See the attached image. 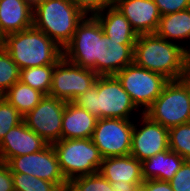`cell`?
<instances>
[{
    "label": "cell",
    "mask_w": 190,
    "mask_h": 191,
    "mask_svg": "<svg viewBox=\"0 0 190 191\" xmlns=\"http://www.w3.org/2000/svg\"><path fill=\"white\" fill-rule=\"evenodd\" d=\"M133 62L168 80H178L187 65L186 48L156 33L140 34L134 45Z\"/></svg>",
    "instance_id": "6da1fadb"
},
{
    "label": "cell",
    "mask_w": 190,
    "mask_h": 191,
    "mask_svg": "<svg viewBox=\"0 0 190 191\" xmlns=\"http://www.w3.org/2000/svg\"><path fill=\"white\" fill-rule=\"evenodd\" d=\"M97 119H130L138 108L115 75L98 76L95 85L72 101Z\"/></svg>",
    "instance_id": "7a4b0ae2"
},
{
    "label": "cell",
    "mask_w": 190,
    "mask_h": 191,
    "mask_svg": "<svg viewBox=\"0 0 190 191\" xmlns=\"http://www.w3.org/2000/svg\"><path fill=\"white\" fill-rule=\"evenodd\" d=\"M2 47L20 70L56 64L63 57V49L34 27L6 35Z\"/></svg>",
    "instance_id": "3957f363"
},
{
    "label": "cell",
    "mask_w": 190,
    "mask_h": 191,
    "mask_svg": "<svg viewBox=\"0 0 190 191\" xmlns=\"http://www.w3.org/2000/svg\"><path fill=\"white\" fill-rule=\"evenodd\" d=\"M84 18L70 0H43L33 8V27L43 31L62 49Z\"/></svg>",
    "instance_id": "277c9868"
},
{
    "label": "cell",
    "mask_w": 190,
    "mask_h": 191,
    "mask_svg": "<svg viewBox=\"0 0 190 191\" xmlns=\"http://www.w3.org/2000/svg\"><path fill=\"white\" fill-rule=\"evenodd\" d=\"M52 146L68 182L76 177L99 172L103 158L92 138L61 139Z\"/></svg>",
    "instance_id": "5b68a950"
},
{
    "label": "cell",
    "mask_w": 190,
    "mask_h": 191,
    "mask_svg": "<svg viewBox=\"0 0 190 191\" xmlns=\"http://www.w3.org/2000/svg\"><path fill=\"white\" fill-rule=\"evenodd\" d=\"M144 114L168 129L189 123L190 95L187 87L180 79L169 80Z\"/></svg>",
    "instance_id": "8992f818"
},
{
    "label": "cell",
    "mask_w": 190,
    "mask_h": 191,
    "mask_svg": "<svg viewBox=\"0 0 190 191\" xmlns=\"http://www.w3.org/2000/svg\"><path fill=\"white\" fill-rule=\"evenodd\" d=\"M103 35L99 21L94 16H85L70 42L63 48V57L78 66L93 70L98 75L99 39Z\"/></svg>",
    "instance_id": "52a82bcc"
},
{
    "label": "cell",
    "mask_w": 190,
    "mask_h": 191,
    "mask_svg": "<svg viewBox=\"0 0 190 191\" xmlns=\"http://www.w3.org/2000/svg\"><path fill=\"white\" fill-rule=\"evenodd\" d=\"M115 76L135 106L138 109L143 106L142 113L152 105L169 81L163 75L142 68L134 62L117 72Z\"/></svg>",
    "instance_id": "ba28073f"
},
{
    "label": "cell",
    "mask_w": 190,
    "mask_h": 191,
    "mask_svg": "<svg viewBox=\"0 0 190 191\" xmlns=\"http://www.w3.org/2000/svg\"><path fill=\"white\" fill-rule=\"evenodd\" d=\"M97 78L98 75L93 70L78 66L62 57L55 64L49 96L72 102L95 85Z\"/></svg>",
    "instance_id": "9c48e42d"
},
{
    "label": "cell",
    "mask_w": 190,
    "mask_h": 191,
    "mask_svg": "<svg viewBox=\"0 0 190 191\" xmlns=\"http://www.w3.org/2000/svg\"><path fill=\"white\" fill-rule=\"evenodd\" d=\"M134 122L120 118L98 119L92 141L102 158L127 156L131 152Z\"/></svg>",
    "instance_id": "30bf717a"
},
{
    "label": "cell",
    "mask_w": 190,
    "mask_h": 191,
    "mask_svg": "<svg viewBox=\"0 0 190 191\" xmlns=\"http://www.w3.org/2000/svg\"><path fill=\"white\" fill-rule=\"evenodd\" d=\"M6 164L12 173H24L52 183L60 189L69 182L64 177L52 144L39 152L10 158Z\"/></svg>",
    "instance_id": "8fae6325"
},
{
    "label": "cell",
    "mask_w": 190,
    "mask_h": 191,
    "mask_svg": "<svg viewBox=\"0 0 190 191\" xmlns=\"http://www.w3.org/2000/svg\"><path fill=\"white\" fill-rule=\"evenodd\" d=\"M66 101L45 95L39 104L24 117L27 127L48 144L61 140L62 119Z\"/></svg>",
    "instance_id": "7c38bea8"
},
{
    "label": "cell",
    "mask_w": 190,
    "mask_h": 191,
    "mask_svg": "<svg viewBox=\"0 0 190 191\" xmlns=\"http://www.w3.org/2000/svg\"><path fill=\"white\" fill-rule=\"evenodd\" d=\"M141 129L134 124L130 155L138 161L146 160L169 149L168 128L152 121L142 113Z\"/></svg>",
    "instance_id": "4fadbf2b"
},
{
    "label": "cell",
    "mask_w": 190,
    "mask_h": 191,
    "mask_svg": "<svg viewBox=\"0 0 190 191\" xmlns=\"http://www.w3.org/2000/svg\"><path fill=\"white\" fill-rule=\"evenodd\" d=\"M136 41H115L103 35L99 39L98 76L115 75L133 63Z\"/></svg>",
    "instance_id": "5bb4252c"
},
{
    "label": "cell",
    "mask_w": 190,
    "mask_h": 191,
    "mask_svg": "<svg viewBox=\"0 0 190 191\" xmlns=\"http://www.w3.org/2000/svg\"><path fill=\"white\" fill-rule=\"evenodd\" d=\"M48 143L24 121L11 128L0 142V161L7 162L10 158L39 152Z\"/></svg>",
    "instance_id": "9a60e30c"
},
{
    "label": "cell",
    "mask_w": 190,
    "mask_h": 191,
    "mask_svg": "<svg viewBox=\"0 0 190 191\" xmlns=\"http://www.w3.org/2000/svg\"><path fill=\"white\" fill-rule=\"evenodd\" d=\"M116 7L138 35L155 33L161 15L153 0H114Z\"/></svg>",
    "instance_id": "2e32d148"
},
{
    "label": "cell",
    "mask_w": 190,
    "mask_h": 191,
    "mask_svg": "<svg viewBox=\"0 0 190 191\" xmlns=\"http://www.w3.org/2000/svg\"><path fill=\"white\" fill-rule=\"evenodd\" d=\"M98 119L73 102L63 112L61 139L92 138Z\"/></svg>",
    "instance_id": "e0dca14e"
},
{
    "label": "cell",
    "mask_w": 190,
    "mask_h": 191,
    "mask_svg": "<svg viewBox=\"0 0 190 191\" xmlns=\"http://www.w3.org/2000/svg\"><path fill=\"white\" fill-rule=\"evenodd\" d=\"M99 173L109 182L143 183L142 163L132 155L102 159Z\"/></svg>",
    "instance_id": "ac0fdd59"
},
{
    "label": "cell",
    "mask_w": 190,
    "mask_h": 191,
    "mask_svg": "<svg viewBox=\"0 0 190 191\" xmlns=\"http://www.w3.org/2000/svg\"><path fill=\"white\" fill-rule=\"evenodd\" d=\"M33 27V8L25 0H0V30L4 36Z\"/></svg>",
    "instance_id": "d6986e66"
},
{
    "label": "cell",
    "mask_w": 190,
    "mask_h": 191,
    "mask_svg": "<svg viewBox=\"0 0 190 191\" xmlns=\"http://www.w3.org/2000/svg\"><path fill=\"white\" fill-rule=\"evenodd\" d=\"M184 161L182 156L170 149L158 153L141 162L143 179L170 181Z\"/></svg>",
    "instance_id": "ffe728a7"
},
{
    "label": "cell",
    "mask_w": 190,
    "mask_h": 191,
    "mask_svg": "<svg viewBox=\"0 0 190 191\" xmlns=\"http://www.w3.org/2000/svg\"><path fill=\"white\" fill-rule=\"evenodd\" d=\"M105 12V13H104ZM94 17L99 21L104 35L115 41H136L138 34L127 18L114 6L106 8Z\"/></svg>",
    "instance_id": "44dd1931"
},
{
    "label": "cell",
    "mask_w": 190,
    "mask_h": 191,
    "mask_svg": "<svg viewBox=\"0 0 190 191\" xmlns=\"http://www.w3.org/2000/svg\"><path fill=\"white\" fill-rule=\"evenodd\" d=\"M158 36L166 40L190 39V8L184 11L162 15L159 20Z\"/></svg>",
    "instance_id": "7402d4cb"
},
{
    "label": "cell",
    "mask_w": 190,
    "mask_h": 191,
    "mask_svg": "<svg viewBox=\"0 0 190 191\" xmlns=\"http://www.w3.org/2000/svg\"><path fill=\"white\" fill-rule=\"evenodd\" d=\"M45 95L37 89L23 84L21 81L13 84L3 97L13 105L24 117L29 111L33 110Z\"/></svg>",
    "instance_id": "603a6c76"
},
{
    "label": "cell",
    "mask_w": 190,
    "mask_h": 191,
    "mask_svg": "<svg viewBox=\"0 0 190 191\" xmlns=\"http://www.w3.org/2000/svg\"><path fill=\"white\" fill-rule=\"evenodd\" d=\"M55 64L30 67L20 70V81L44 95H49Z\"/></svg>",
    "instance_id": "cb8c5ba5"
},
{
    "label": "cell",
    "mask_w": 190,
    "mask_h": 191,
    "mask_svg": "<svg viewBox=\"0 0 190 191\" xmlns=\"http://www.w3.org/2000/svg\"><path fill=\"white\" fill-rule=\"evenodd\" d=\"M169 149L190 160V122L168 129Z\"/></svg>",
    "instance_id": "d4e9b609"
},
{
    "label": "cell",
    "mask_w": 190,
    "mask_h": 191,
    "mask_svg": "<svg viewBox=\"0 0 190 191\" xmlns=\"http://www.w3.org/2000/svg\"><path fill=\"white\" fill-rule=\"evenodd\" d=\"M20 81V69L9 53L0 47V93L4 94L13 84Z\"/></svg>",
    "instance_id": "484cf974"
},
{
    "label": "cell",
    "mask_w": 190,
    "mask_h": 191,
    "mask_svg": "<svg viewBox=\"0 0 190 191\" xmlns=\"http://www.w3.org/2000/svg\"><path fill=\"white\" fill-rule=\"evenodd\" d=\"M14 191H60L52 182L24 173H12Z\"/></svg>",
    "instance_id": "4316f807"
},
{
    "label": "cell",
    "mask_w": 190,
    "mask_h": 191,
    "mask_svg": "<svg viewBox=\"0 0 190 191\" xmlns=\"http://www.w3.org/2000/svg\"><path fill=\"white\" fill-rule=\"evenodd\" d=\"M69 184L76 191H113L110 182L99 172L73 178Z\"/></svg>",
    "instance_id": "83f0119b"
},
{
    "label": "cell",
    "mask_w": 190,
    "mask_h": 191,
    "mask_svg": "<svg viewBox=\"0 0 190 191\" xmlns=\"http://www.w3.org/2000/svg\"><path fill=\"white\" fill-rule=\"evenodd\" d=\"M23 121V116L4 97L0 100V142L6 133Z\"/></svg>",
    "instance_id": "f1b7e54d"
},
{
    "label": "cell",
    "mask_w": 190,
    "mask_h": 191,
    "mask_svg": "<svg viewBox=\"0 0 190 191\" xmlns=\"http://www.w3.org/2000/svg\"><path fill=\"white\" fill-rule=\"evenodd\" d=\"M85 16H94L114 6V0H70ZM90 13V14H89Z\"/></svg>",
    "instance_id": "f546056e"
},
{
    "label": "cell",
    "mask_w": 190,
    "mask_h": 191,
    "mask_svg": "<svg viewBox=\"0 0 190 191\" xmlns=\"http://www.w3.org/2000/svg\"><path fill=\"white\" fill-rule=\"evenodd\" d=\"M173 191H190V160H185L169 181Z\"/></svg>",
    "instance_id": "4dcf8cb0"
},
{
    "label": "cell",
    "mask_w": 190,
    "mask_h": 191,
    "mask_svg": "<svg viewBox=\"0 0 190 191\" xmlns=\"http://www.w3.org/2000/svg\"><path fill=\"white\" fill-rule=\"evenodd\" d=\"M160 15H168L190 8V0H153Z\"/></svg>",
    "instance_id": "1f68e13d"
},
{
    "label": "cell",
    "mask_w": 190,
    "mask_h": 191,
    "mask_svg": "<svg viewBox=\"0 0 190 191\" xmlns=\"http://www.w3.org/2000/svg\"><path fill=\"white\" fill-rule=\"evenodd\" d=\"M0 191H14L12 172L2 161H0Z\"/></svg>",
    "instance_id": "d6a6232c"
},
{
    "label": "cell",
    "mask_w": 190,
    "mask_h": 191,
    "mask_svg": "<svg viewBox=\"0 0 190 191\" xmlns=\"http://www.w3.org/2000/svg\"><path fill=\"white\" fill-rule=\"evenodd\" d=\"M140 191H173L169 181L144 180Z\"/></svg>",
    "instance_id": "836d02e7"
},
{
    "label": "cell",
    "mask_w": 190,
    "mask_h": 191,
    "mask_svg": "<svg viewBox=\"0 0 190 191\" xmlns=\"http://www.w3.org/2000/svg\"><path fill=\"white\" fill-rule=\"evenodd\" d=\"M113 191H140L142 183H121V181L110 182Z\"/></svg>",
    "instance_id": "e575fe53"
},
{
    "label": "cell",
    "mask_w": 190,
    "mask_h": 191,
    "mask_svg": "<svg viewBox=\"0 0 190 191\" xmlns=\"http://www.w3.org/2000/svg\"><path fill=\"white\" fill-rule=\"evenodd\" d=\"M180 80L187 87L189 95H190V66L189 65H186L185 70L180 77Z\"/></svg>",
    "instance_id": "d590c367"
},
{
    "label": "cell",
    "mask_w": 190,
    "mask_h": 191,
    "mask_svg": "<svg viewBox=\"0 0 190 191\" xmlns=\"http://www.w3.org/2000/svg\"><path fill=\"white\" fill-rule=\"evenodd\" d=\"M32 8L38 5L43 0H25Z\"/></svg>",
    "instance_id": "8d00e7d4"
},
{
    "label": "cell",
    "mask_w": 190,
    "mask_h": 191,
    "mask_svg": "<svg viewBox=\"0 0 190 191\" xmlns=\"http://www.w3.org/2000/svg\"><path fill=\"white\" fill-rule=\"evenodd\" d=\"M60 191H76L69 183L60 189Z\"/></svg>",
    "instance_id": "74e56055"
},
{
    "label": "cell",
    "mask_w": 190,
    "mask_h": 191,
    "mask_svg": "<svg viewBox=\"0 0 190 191\" xmlns=\"http://www.w3.org/2000/svg\"><path fill=\"white\" fill-rule=\"evenodd\" d=\"M186 62L190 66V49H186Z\"/></svg>",
    "instance_id": "f35d334b"
},
{
    "label": "cell",
    "mask_w": 190,
    "mask_h": 191,
    "mask_svg": "<svg viewBox=\"0 0 190 191\" xmlns=\"http://www.w3.org/2000/svg\"><path fill=\"white\" fill-rule=\"evenodd\" d=\"M4 39H5V36L3 35V33H2L1 30H0V47L3 46Z\"/></svg>",
    "instance_id": "ab89813d"
},
{
    "label": "cell",
    "mask_w": 190,
    "mask_h": 191,
    "mask_svg": "<svg viewBox=\"0 0 190 191\" xmlns=\"http://www.w3.org/2000/svg\"><path fill=\"white\" fill-rule=\"evenodd\" d=\"M3 98V94L0 93V100Z\"/></svg>",
    "instance_id": "60d3db41"
}]
</instances>
